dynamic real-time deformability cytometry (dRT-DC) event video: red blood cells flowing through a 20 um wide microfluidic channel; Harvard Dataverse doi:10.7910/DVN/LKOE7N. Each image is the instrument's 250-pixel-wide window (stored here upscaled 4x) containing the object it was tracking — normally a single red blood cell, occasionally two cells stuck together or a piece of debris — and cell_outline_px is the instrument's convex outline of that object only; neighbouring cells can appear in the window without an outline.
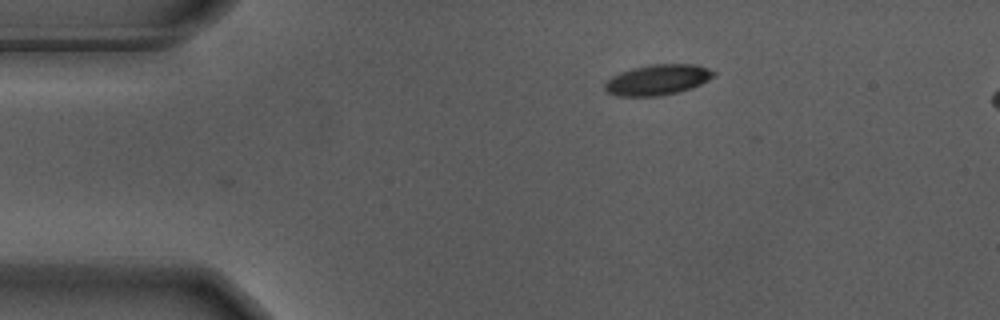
{"species": "Egyptian fruit bat (a non-hibernating species)", "species_latin": "Rousettus aegyptiacus", "temperature_condition": "warm", "stored_images_in_passage": 5, "camera_frame_rate_fps": 3000, "um_per_image_px": 0.085, "animal": {"sex": "male"}, "frame": {"image": 1, "passage_image": 5, "time_ms": 1.333, "image_size_px": [1000, 320], "cell_outline_px": [[716, 76], [700, 84], [676, 92], [656, 96], [616, 96], [608, 92], [604, 88], [604, 84], [612, 76], [620, 72], [632, 68], [652, 64], [692, 64], [708, 68], [716, 72]], "centroid_in_image_um": [55.88, 6.77], "position_along_channel_um": 29.1, "area_um2": 19.19}}